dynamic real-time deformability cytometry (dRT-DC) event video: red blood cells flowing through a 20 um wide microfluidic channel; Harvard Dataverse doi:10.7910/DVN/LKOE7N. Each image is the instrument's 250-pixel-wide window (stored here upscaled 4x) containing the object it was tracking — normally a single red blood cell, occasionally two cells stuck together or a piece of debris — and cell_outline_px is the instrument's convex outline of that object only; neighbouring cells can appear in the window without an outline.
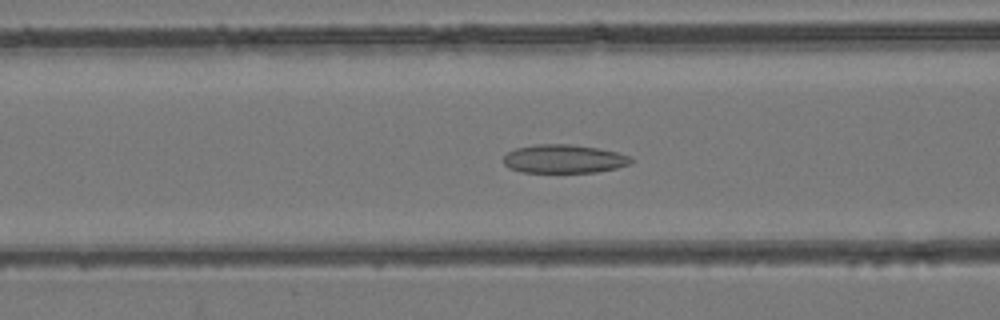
{"species": "common noctule bat (a hibernating species)", "species_latin": "Nyctalus noctula", "temperature_condition": "room temperature", "stored_images_in_passage": 19, "camera_frame_rate_fps": 3000, "um_per_image_px": 0.085, "animal": {"sex": "female", "body_mass_g": 24.6, "forearm_length_mm": 56.2}, "frame": {"image": 1, "passage_image": 8, "time_ms": 2.333, "image_size_px": [1000, 320], "cell_outline_px": [[632, 160], [628, 164], [616, 168], [596, 172], [520, 172], [504, 164], [504, 156], [508, 152], [516, 148], [536, 144], [568, 144], [596, 148], [616, 152], [628, 156]], "centroid_in_image_um": [47.9, 13.5], "position_along_channel_um": 118.7, "area_um2": 20.87}}
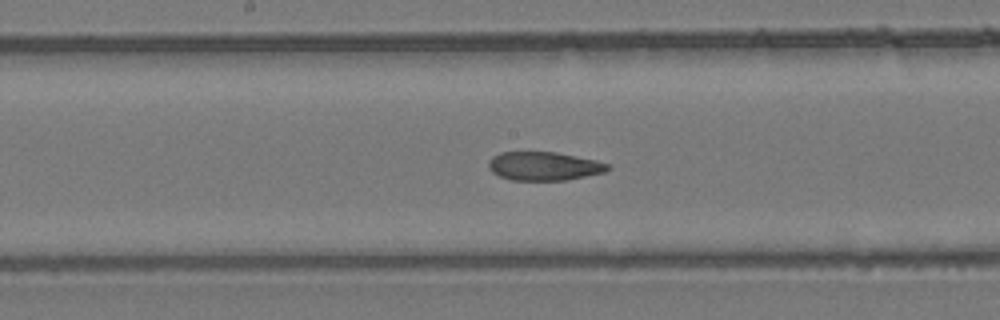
{"frame": {"image": 2, "passage_image": 14, "time_ms": 4.333, "image_size_px": [1000, 320], "cell_outline_px": [[612, 168], [604, 172], [568, 180], [512, 180], [500, 176], [492, 172], [488, 168], [488, 160], [492, 156], [500, 152], [556, 152], [596, 160], [612, 164]], "centroid_in_image_um": [46.25, 14.12], "position_along_channel_um": 201.9, "area_um2": 20.06}}
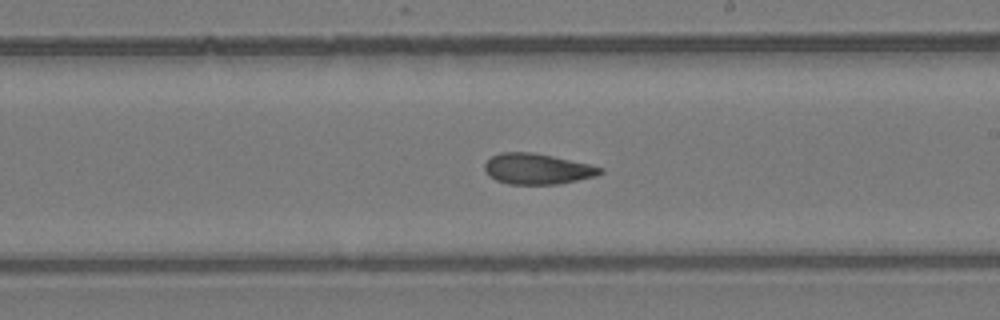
{"frame": {"image": 3, "passage_image": 17, "time_ms": 5.333, "image_size_px": [1000, 320], "cell_outline_px": [[604, 172], [596, 176], [560, 184], [508, 184], [496, 180], [488, 176], [484, 168], [484, 164], [492, 156], [500, 152], [532, 152], [552, 156], [588, 164], [604, 168]], "centroid_in_image_um": [45.66, 14.36], "position_along_channel_um": 243.3, "area_um2": 20.69}}